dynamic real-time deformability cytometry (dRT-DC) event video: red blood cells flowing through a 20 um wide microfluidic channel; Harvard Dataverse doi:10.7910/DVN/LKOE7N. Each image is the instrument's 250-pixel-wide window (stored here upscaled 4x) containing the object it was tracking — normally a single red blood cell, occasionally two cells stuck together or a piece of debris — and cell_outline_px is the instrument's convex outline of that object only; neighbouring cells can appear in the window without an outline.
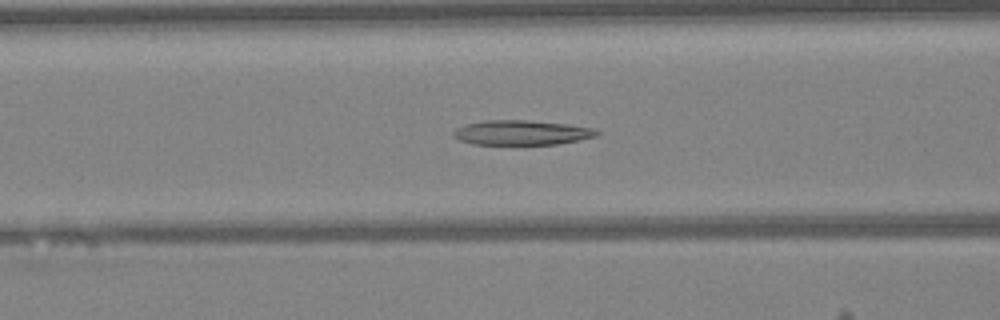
{"species": "Egyptian fruit bat (a non-hibernating species)", "species_latin": "Rousettus aegyptiacus", "temperature_condition": "warm", "stored_images_in_passage": 48, "camera_frame_rate_fps": 3000, "um_per_image_px": 0.085, "animal": {"sex": "female"}, "frame": {"image": 1, "passage_image": 18, "time_ms": 5.667, "image_size_px": [1000, 320], "cell_outline_px": [[600, 132], [596, 136], [556, 144], [472, 144], [460, 140], [452, 136], [452, 132], [456, 128], [464, 124], [484, 120], [528, 120], [568, 124], [592, 128]], "centroid_in_image_um": [44.27, 11.26], "position_along_channel_um": 122.3, "area_um2": 20.58}}
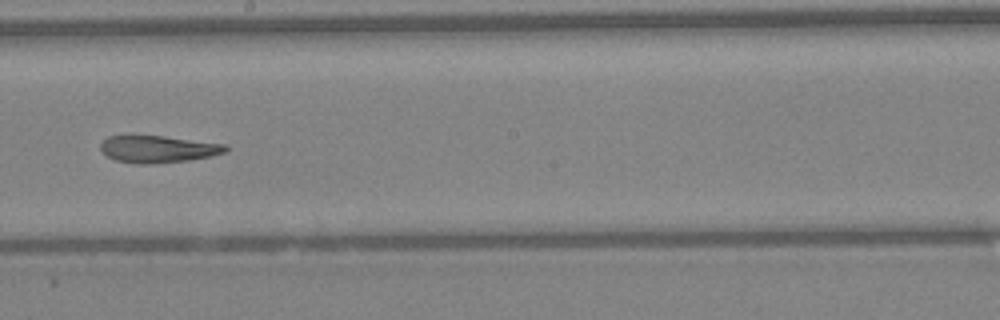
{"frame": {"image": 2, "passage_image": 26, "time_ms": 8.333, "image_size_px": [1000, 320], "cell_outline_px": [[228, 148], [224, 152], [208, 156], [188, 160], [152, 164], [140, 164], [116, 160], [108, 156], [100, 148], [100, 144], [108, 136], [164, 136], [228, 144]], "centroid_in_image_um": [13.45, 12.67], "position_along_channel_um": 234.8, "area_um2": 19.48}}
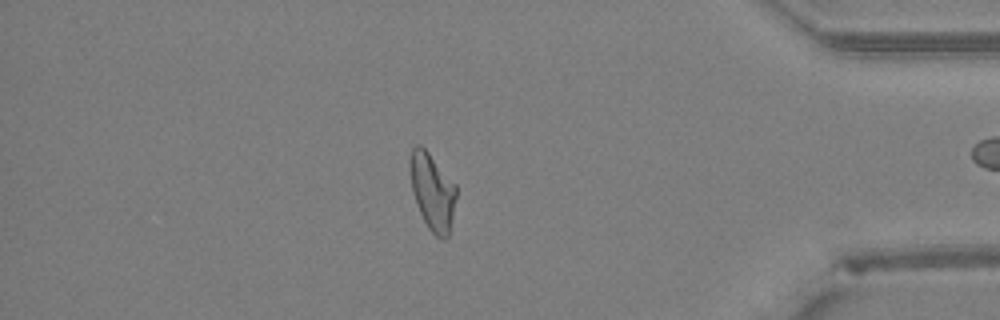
{"frame": {"image": 3, "passage_image": 40, "time_ms": 13.0, "image_size_px": [1000, 320], "cell_outline_px": [[456, 196], [448, 236], [444, 240], [440, 240], [428, 228], [416, 204], [412, 192], [408, 164], [412, 148], [416, 144], [420, 144], [428, 152], [456, 184]], "centroid_in_image_um": [36.72, 16.27], "position_along_channel_um": 398.5, "area_um2": 20.75}, "authors_computed_cell_mechanics": {"area_um2": 21.1837, "velocity_mm_per_s": 4.2499, "shape_relaxation_time_tau1_ms": null, "shape_relaxation_time_tau2_ms": 9.0303, "deformation_change_tau1": null, "deformation_change_tau2": 0.2443}}